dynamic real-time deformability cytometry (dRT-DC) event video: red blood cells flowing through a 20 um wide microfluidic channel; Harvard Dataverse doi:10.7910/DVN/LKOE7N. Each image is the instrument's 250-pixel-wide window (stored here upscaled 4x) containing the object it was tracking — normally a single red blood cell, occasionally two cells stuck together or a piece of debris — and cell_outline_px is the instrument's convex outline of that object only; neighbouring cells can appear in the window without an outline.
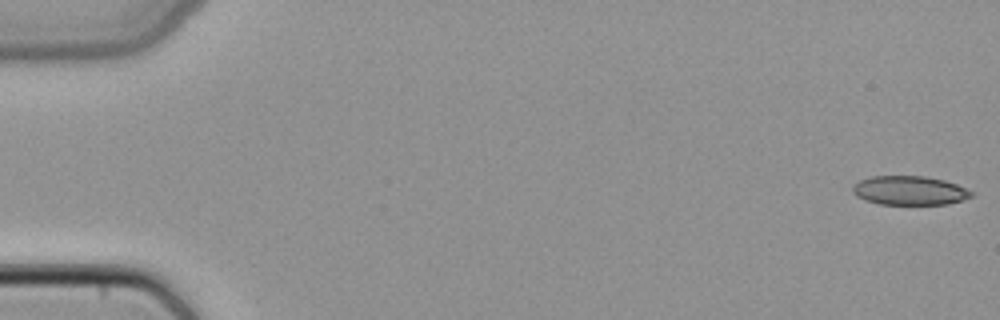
{"species": "common noctule bat (a hibernating species)", "species_latin": "Nyctalus noctula", "temperature_condition": "cold", "stored_images_in_passage": 12, "camera_frame_rate_fps": 3000, "um_per_image_px": 0.085, "animal": {"sex": "female", "body_mass_g": 22.7, "forearm_length_mm": 54.2}, "frame": {"image": 1, "passage_image": 1, "time_ms": 0.0, "image_size_px": [1000, 320], "cell_outline_px": [[972, 196], [948, 204], [880, 204], [864, 200], [856, 196], [852, 192], [852, 188], [860, 180], [872, 176], [924, 176], [944, 180], [956, 184], [972, 192]], "centroid_in_image_um": [77.27, 16.19], "position_along_channel_um": 7.7, "area_um2": 19.88}}